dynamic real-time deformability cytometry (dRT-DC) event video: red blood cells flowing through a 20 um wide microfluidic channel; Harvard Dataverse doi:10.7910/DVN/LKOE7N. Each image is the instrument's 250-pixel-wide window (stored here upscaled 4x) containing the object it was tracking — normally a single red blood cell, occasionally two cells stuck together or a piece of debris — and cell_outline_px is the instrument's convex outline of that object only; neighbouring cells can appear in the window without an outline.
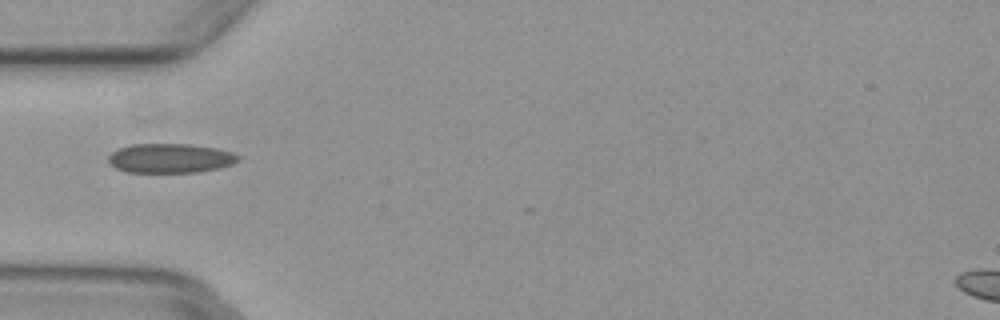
{"species": "common noctule bat (a hibernating species)", "species_latin": "Nyctalus noctula", "temperature_condition": "warm", "stored_images_in_passage": 3, "camera_frame_rate_fps": 3000, "um_per_image_px": 0.085, "animal": {"sex": "female", "body_mass_g": 29.2, "forearm_length_mm": 56.3}, "frame": {"image": 1, "passage_image": 2, "time_ms": 0.333, "image_size_px": [1000, 320], "cell_outline_px": [[240, 160], [232, 164], [220, 168], [200, 172], [124, 172], [116, 168], [108, 160], [108, 156], [112, 152], [120, 148], [132, 144], [192, 144], [216, 148], [232, 152], [240, 156]], "centroid_in_image_um": [14.5, 13.45], "position_along_channel_um": 70.5, "area_um2": 22.31}}